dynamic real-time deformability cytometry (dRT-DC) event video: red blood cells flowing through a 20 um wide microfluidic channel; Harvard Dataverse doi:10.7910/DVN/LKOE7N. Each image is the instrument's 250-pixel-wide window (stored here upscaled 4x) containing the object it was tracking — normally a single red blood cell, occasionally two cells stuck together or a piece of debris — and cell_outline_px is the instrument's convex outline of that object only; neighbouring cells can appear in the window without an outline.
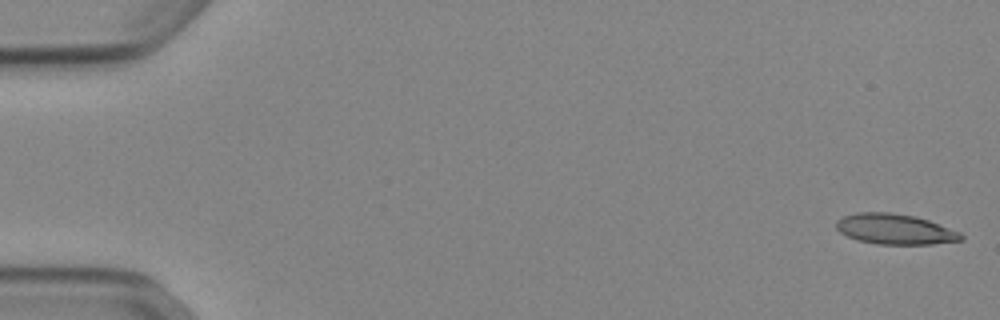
{"species": "Egyptian fruit bat (a non-hibernating species)", "species_latin": "Rousettus aegyptiacus", "temperature_condition": "cold", "stored_images_in_passage": 52, "camera_frame_rate_fps": 3000, "um_per_image_px": 0.085, "animal": {"sex": "female"}, "frame": {"image": 1, "passage_image": 1, "time_ms": 0.0, "image_size_px": [1000, 320], "cell_outline_px": [[964, 240], [932, 244], [876, 244], [856, 240], [840, 232], [836, 228], [836, 220], [844, 216], [856, 212], [888, 212], [916, 216], [928, 220], [960, 232], [964, 236]], "centroid_in_image_um": [76.07, 19.48], "position_along_channel_um": 8.9, "area_um2": 22.2}}
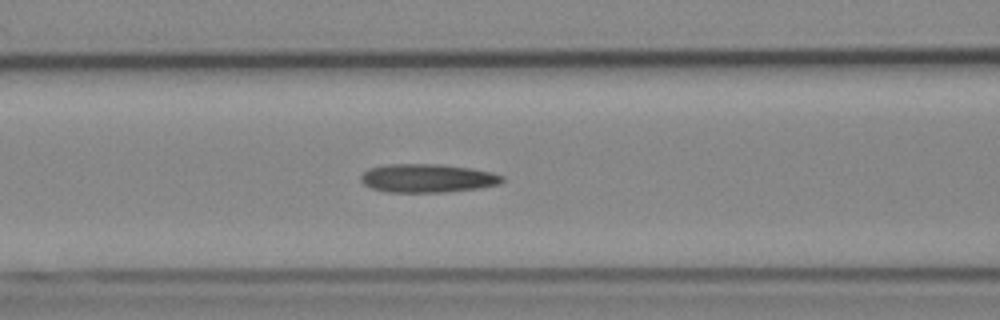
{"frame": {"image": 2, "passage_image": 22, "time_ms": 7.0, "image_size_px": [1000, 320], "cell_outline_px": [[504, 180], [500, 184], [476, 188], [444, 192], [388, 192], [372, 188], [364, 184], [360, 180], [360, 176], [368, 168], [388, 164], [440, 164], [472, 168], [492, 172], [504, 176]], "centroid_in_image_um": [36.33, 15.14], "position_along_channel_um": 130.3, "area_um2": 23.52}}
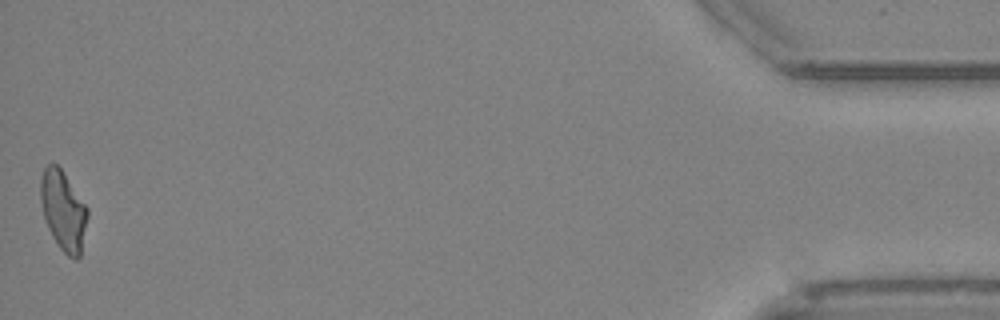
{"frame": {"image": 3, "passage_image": 52, "time_ms": 17.0, "image_size_px": [1000, 320], "cell_outline_px": [[88, 216], [80, 256], [76, 260], [68, 256], [60, 248], [52, 236], [48, 228], [44, 216], [40, 200], [40, 180], [44, 168], [48, 164], [56, 164], [60, 168], [88, 208]], "centroid_in_image_um": [5.37, 17.91], "position_along_channel_um": 429.8, "area_um2": 21.56}, "authors_computed_cell_mechanics": {"area_um2": 22.4553, "velocity_mm_per_s": 3.8976, "shape_relaxation_time_tau1_ms": 10.1178, "shape_relaxation_time_tau2_ms": 4.6337, "deformation_change_tau1": 0.2616, "deformation_change_tau2": 0.1592}}